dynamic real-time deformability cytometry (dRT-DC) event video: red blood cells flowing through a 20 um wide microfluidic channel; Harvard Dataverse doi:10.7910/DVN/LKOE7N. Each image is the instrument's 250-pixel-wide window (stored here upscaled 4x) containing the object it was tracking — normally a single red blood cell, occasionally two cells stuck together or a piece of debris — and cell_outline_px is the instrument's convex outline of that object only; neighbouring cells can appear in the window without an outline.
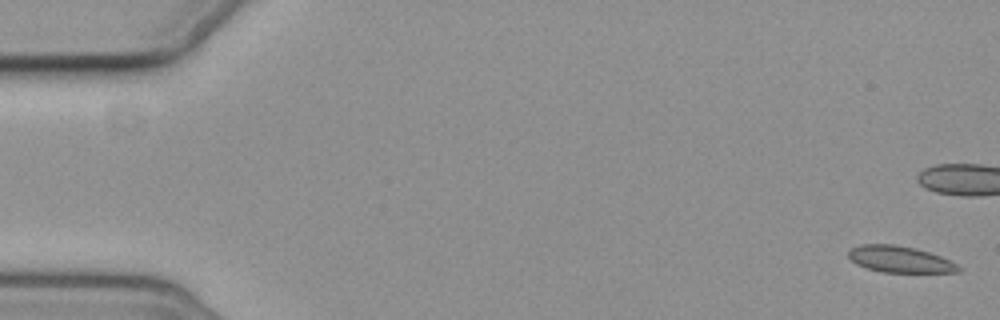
{"species": "common noctule bat (a hibernating species)", "species_latin": "Nyctalus noctula", "temperature_condition": "cold", "stored_images_in_passage": 6, "camera_frame_rate_fps": 3000, "um_per_image_px": 0.085, "animal": {"sex": "female", "body_mass_g": 19.3, "forearm_length_mm": 54.1}, "frame": {"image": 1, "passage_image": 1, "time_ms": 0.0, "image_size_px": [1000, 320], "cell_outline_px": [[964, 268], [960, 272], [880, 272], [856, 264], [848, 256], [848, 252], [852, 248], [860, 244], [892, 244], [916, 248], [940, 256]], "centroid_in_image_um": [76.49, 22.04], "position_along_channel_um": 8.5, "area_um2": 16.88}}